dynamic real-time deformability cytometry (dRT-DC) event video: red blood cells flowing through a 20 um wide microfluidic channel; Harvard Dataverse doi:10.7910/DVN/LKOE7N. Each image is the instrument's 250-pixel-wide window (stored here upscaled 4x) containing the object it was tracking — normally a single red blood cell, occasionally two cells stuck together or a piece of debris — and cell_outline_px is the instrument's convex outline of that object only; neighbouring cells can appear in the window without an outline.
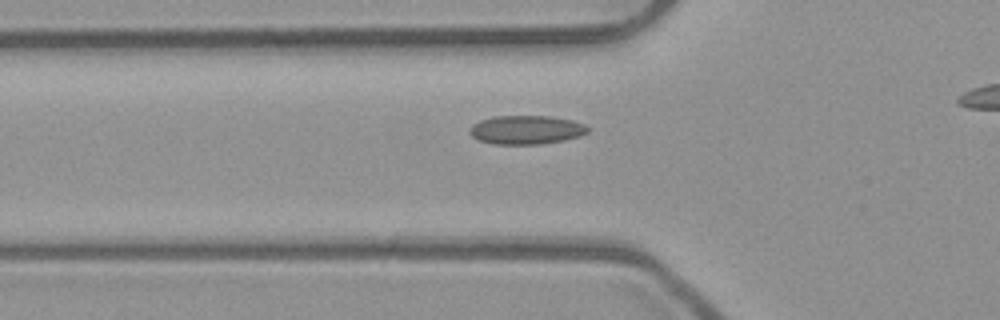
{"species": "common noctule bat (a hibernating species)", "species_latin": "Nyctalus noctula", "temperature_condition": "room temperature", "stored_images_in_passage": 28, "camera_frame_rate_fps": 3000, "um_per_image_px": 0.085, "animal": {"sex": "male", "body_mass_g": 23.1, "forearm_length_mm": 52.7}, "frame": {"image": 1, "passage_image": 3, "time_ms": 0.667, "image_size_px": [1000, 320], "cell_outline_px": [[588, 132], [580, 136], [564, 140], [540, 144], [492, 144], [480, 140], [472, 136], [468, 132], [468, 128], [472, 124], [480, 120], [492, 116], [552, 116], [572, 120], [584, 124], [588, 128]], "centroid_in_image_um": [44.7, 11.03], "position_along_channel_um": 81.1, "area_um2": 19.94}}
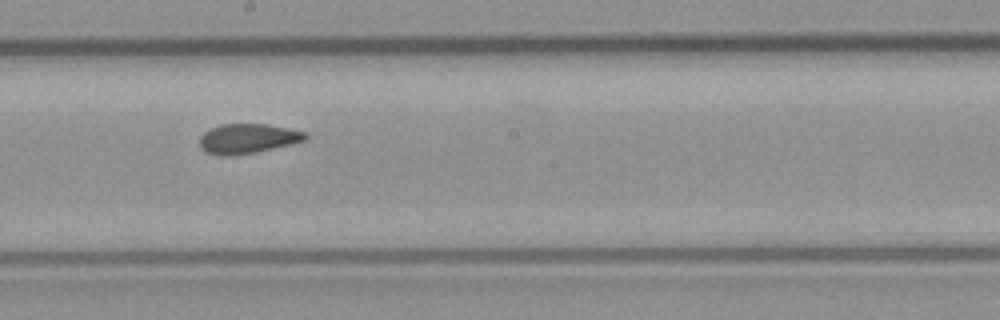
{"frame": {"image": 2, "passage_image": 14, "time_ms": 4.333, "image_size_px": [1000, 320], "cell_outline_px": [[308, 136], [304, 140], [256, 152], [228, 156], [220, 156], [204, 152], [200, 148], [200, 136], [204, 132], [220, 124], [264, 124], [288, 128], [308, 132]], "centroid_in_image_um": [21.01, 11.78], "position_along_channel_um": 227.2, "area_um2": 18.21}}
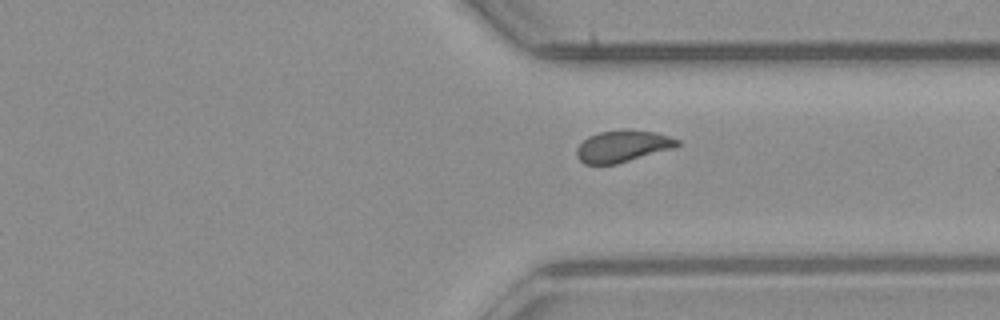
{"frame": {"image": 3, "passage_image": 24, "time_ms": 7.667, "image_size_px": [1000, 320], "cell_outline_px": [[680, 144], [672, 148], [616, 164], [584, 164], [576, 156], [576, 148], [588, 136], [600, 132], [624, 128], [628, 128], [656, 132], [680, 140]], "centroid_in_image_um": [52.9, 12.4], "position_along_channel_um": 358.5, "area_um2": 18.67}}